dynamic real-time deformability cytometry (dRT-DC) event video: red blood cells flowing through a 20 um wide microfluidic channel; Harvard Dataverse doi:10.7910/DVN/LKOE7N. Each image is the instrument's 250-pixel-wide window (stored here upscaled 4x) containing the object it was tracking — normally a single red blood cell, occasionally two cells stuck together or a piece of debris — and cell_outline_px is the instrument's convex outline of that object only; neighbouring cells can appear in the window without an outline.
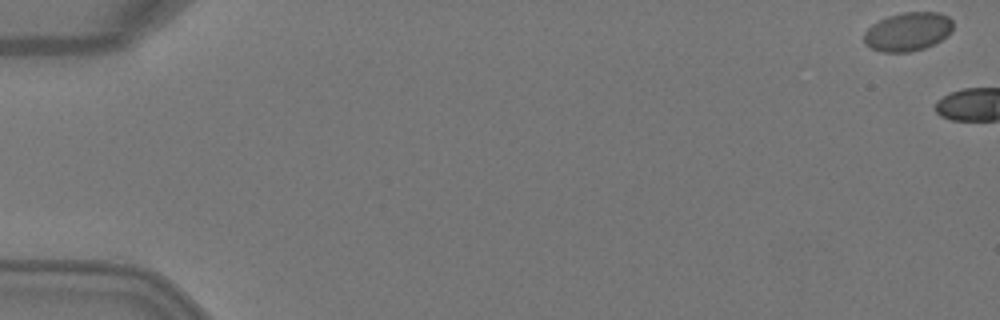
{"species": "Egyptian fruit bat (a non-hibernating species)", "species_latin": "Rousettus aegyptiacus", "temperature_condition": "warm", "stored_images_in_passage": 6, "camera_frame_rate_fps": 3000, "um_per_image_px": 0.085, "animal": {"sex": "female"}, "frame": {"image": 1, "passage_image": 1, "time_ms": 0.0, "image_size_px": [1000, 320], "cell_outline_px": [[952, 32], [948, 36], [924, 48], [908, 52], [880, 52], [864, 44], [864, 32], [872, 24], [888, 16], [900, 12], [936, 12], [948, 16], [952, 20]], "centroid_in_image_um": [77.16, 2.69], "position_along_channel_um": 7.8, "area_um2": 20.11}}